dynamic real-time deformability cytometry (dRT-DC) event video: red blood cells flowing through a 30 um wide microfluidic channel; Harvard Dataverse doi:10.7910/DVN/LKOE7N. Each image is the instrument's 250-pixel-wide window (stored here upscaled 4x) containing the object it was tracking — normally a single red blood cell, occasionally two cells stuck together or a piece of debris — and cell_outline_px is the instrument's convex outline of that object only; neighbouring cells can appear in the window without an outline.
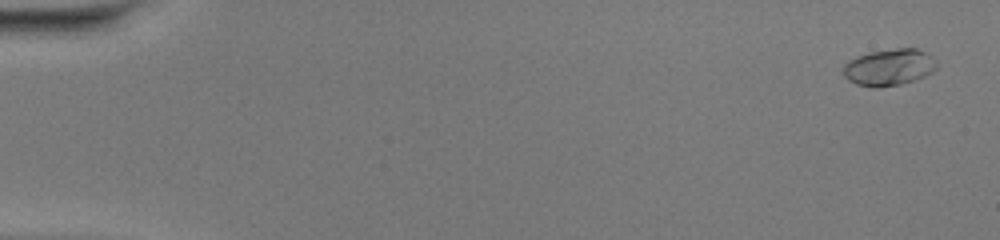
{"species": "common noctule bat (a hibernating species)", "species_latin": "Nyctalus noctula", "temperature_condition": "warm", "stored_images_in_passage": 50, "camera_frame_rate_fps": 3000, "um_per_image_px": 0.085, "animal": {"sex": "female", "body_mass_g": 20.0, "forearm_length_mm": 54.0}, "frame": {"image": 1, "passage_image": 2, "time_ms": 0.333, "image_size_px": [1000, 240], "cell_outline_px": [[936, 68], [932, 72], [924, 76], [900, 84], [880, 88], [872, 88], [856, 84], [848, 80], [844, 76], [844, 64], [848, 60], [856, 56], [868, 52], [896, 48], [916, 48], [924, 52], [936, 64]], "centroid_in_image_um": [75.5, 5.72], "position_along_channel_um": 9.5, "area_um2": 19.83}}
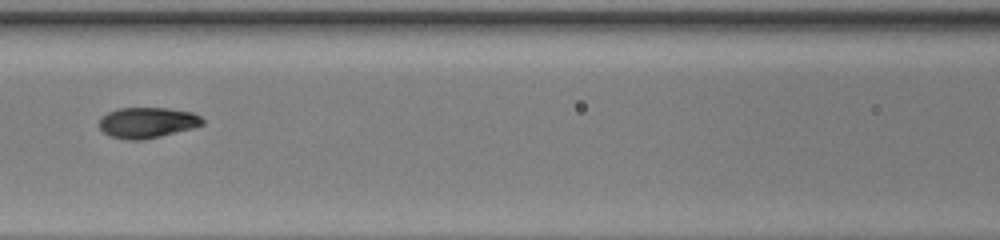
{"frame": {"image": 2, "passage_image": 24, "time_ms": 7.667, "image_size_px": [1000, 240], "cell_outline_px": [[204, 124], [192, 128], [144, 140], [128, 140], [108, 136], [100, 128], [100, 116], [116, 108], [168, 108], [192, 112], [200, 116], [204, 120]], "centroid_in_image_um": [12.5, 10.42], "position_along_channel_um": 154.1, "area_um2": 18.55}}
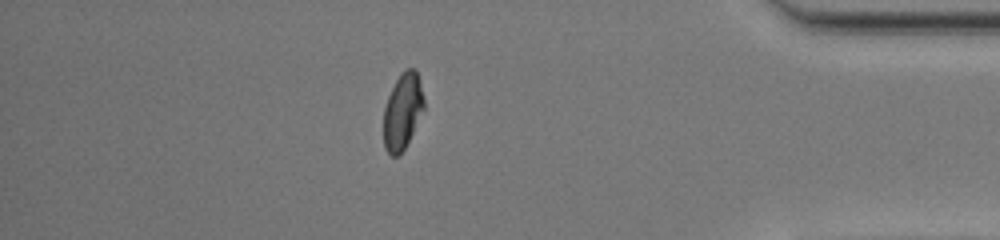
{"frame": {"image": 3, "passage_image": 44, "time_ms": 14.333, "image_size_px": [1000, 240], "cell_outline_px": [[424, 108], [404, 148], [396, 156], [392, 156], [384, 148], [384, 108], [388, 96], [400, 72], [404, 68], [416, 68], [420, 80], [424, 100]], "centroid_in_image_um": [34.22, 9.39], "position_along_channel_um": 401.0, "area_um2": 17.69}, "authors_computed_cell_mechanics": {"area_um2": 18.5538, "velocity_mm_per_s": 4.2042, "shape_relaxation_time_tau1_ms": 5.5118, "shape_relaxation_time_tau2_ms": null, "deformation_change_tau1": 0.1981, "deformation_change_tau2": null}}